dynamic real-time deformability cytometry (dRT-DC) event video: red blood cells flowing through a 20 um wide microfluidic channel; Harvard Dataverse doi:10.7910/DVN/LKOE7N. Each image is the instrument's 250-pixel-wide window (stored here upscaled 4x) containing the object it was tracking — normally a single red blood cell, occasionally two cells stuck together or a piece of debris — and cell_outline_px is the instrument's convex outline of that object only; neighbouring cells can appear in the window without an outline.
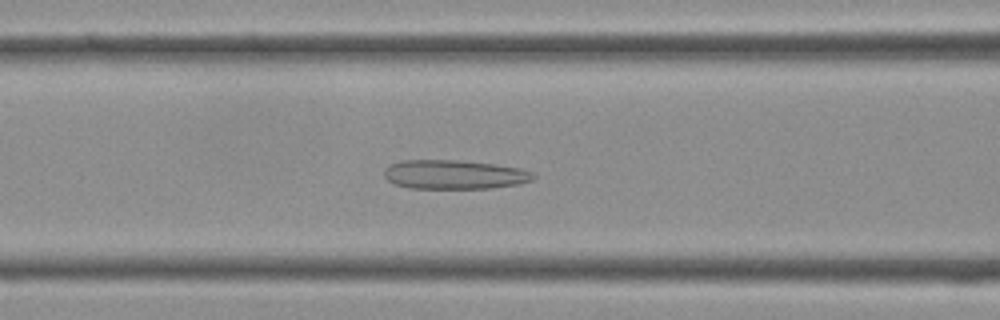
{"species": "Egyptian fruit bat (a non-hibernating species)", "species_latin": "Rousettus aegyptiacus", "temperature_condition": "cold", "stored_images_in_passage": 34, "camera_frame_rate_fps": 3000, "um_per_image_px": 0.085, "frame": {"image": 1, "passage_image": 10, "time_ms": 3.0, "image_size_px": [1000, 320], "cell_outline_px": [[536, 176], [532, 180], [520, 184], [492, 188], [408, 188], [396, 184], [388, 180], [384, 176], [384, 168], [392, 164], [404, 160], [456, 160], [492, 164], [520, 168], [532, 172]], "centroid_in_image_um": [38.63, 14.84], "position_along_channel_um": 128.0, "area_um2": 25.2}}
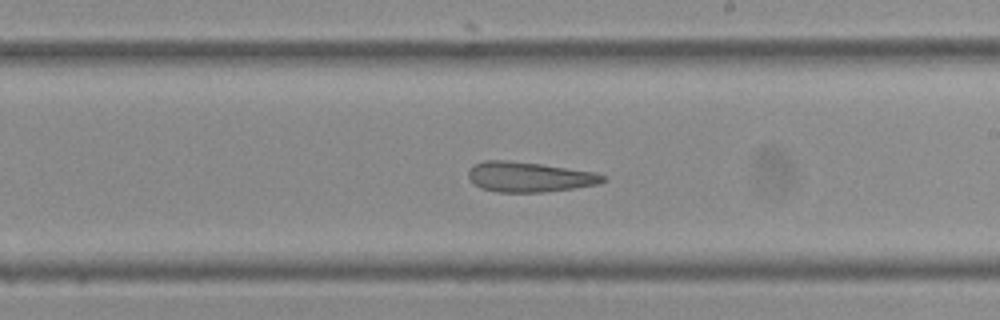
{"frame": {"image": 2, "passage_image": 17, "time_ms": 5.333, "image_size_px": [1000, 320], "cell_outline_px": [[608, 180], [596, 184], [572, 188], [544, 192], [496, 192], [480, 188], [468, 176], [468, 168], [472, 164], [484, 160], [508, 160], [540, 164], [596, 172], [608, 176]], "centroid_in_image_um": [44.98, 15.03], "position_along_channel_um": 244.0, "area_um2": 23.7}}
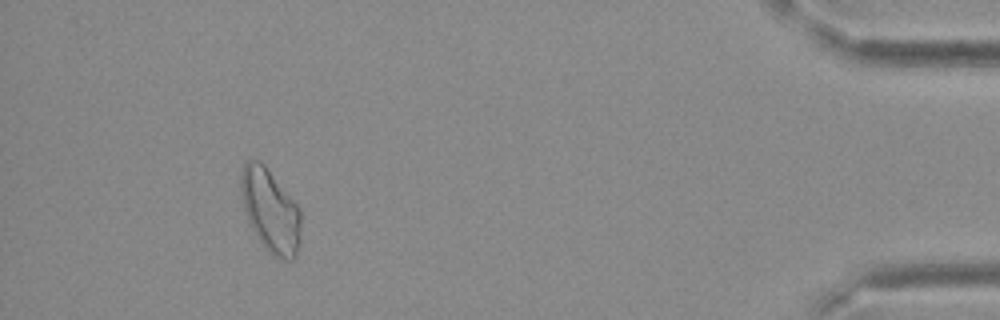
{"frame": {"image": 3, "passage_image": 31, "time_ms": 10.0, "image_size_px": [1000, 320], "cell_outline_px": [[300, 244], [296, 256], [292, 260], [284, 260], [276, 256], [264, 248], [256, 236], [248, 220], [240, 196], [240, 172], [244, 164], [248, 160], [260, 160], [264, 164], [300, 208]], "centroid_in_image_um": [22.97, 17.9], "position_along_channel_um": 412.2, "area_um2": 29.19}}